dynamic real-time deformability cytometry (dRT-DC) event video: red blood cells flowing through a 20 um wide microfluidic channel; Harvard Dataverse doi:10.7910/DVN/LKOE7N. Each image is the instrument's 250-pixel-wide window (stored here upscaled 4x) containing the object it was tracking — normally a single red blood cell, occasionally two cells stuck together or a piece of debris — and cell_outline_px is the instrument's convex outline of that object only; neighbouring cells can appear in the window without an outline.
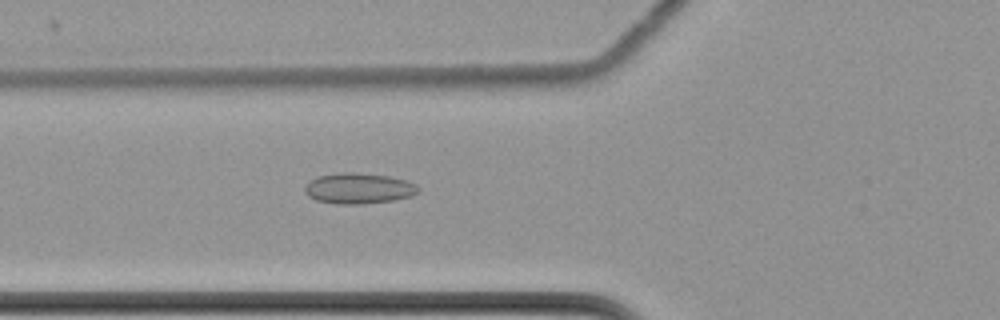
{"species": "common noctule bat (a hibernating species)", "species_latin": "Nyctalus noctula", "temperature_condition": "cold", "stored_images_in_passage": 62, "camera_frame_rate_fps": 3000, "um_per_image_px": 0.085, "animal": {"sex": "female", "body_mass_g": 22.7, "forearm_length_mm": 54.2}, "frame": {"image": 1, "passage_image": 25, "time_ms": 8.0, "image_size_px": [1000, 320], "cell_outline_px": [[420, 192], [412, 196], [396, 200], [360, 204], [336, 204], [316, 200], [308, 196], [304, 192], [304, 188], [316, 176], [340, 172], [352, 172], [388, 176], [408, 180], [416, 184], [420, 188]], "centroid_in_image_um": [30.52, 16.01], "position_along_channel_um": 95.3, "area_um2": 20.52}}
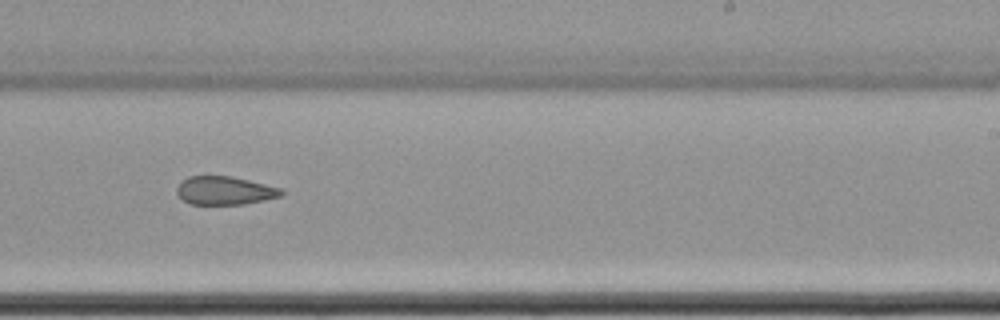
{"frame": {"image": 2, "passage_image": 40, "time_ms": 13.0, "image_size_px": [1000, 320], "cell_outline_px": [[284, 192], [280, 196], [264, 200], [244, 204], [192, 204], [184, 200], [176, 192], [176, 188], [188, 176], [228, 176], [248, 180], [280, 188]], "centroid_in_image_um": [19.1, 16.2], "position_along_channel_um": 269.9, "area_um2": 16.94}}
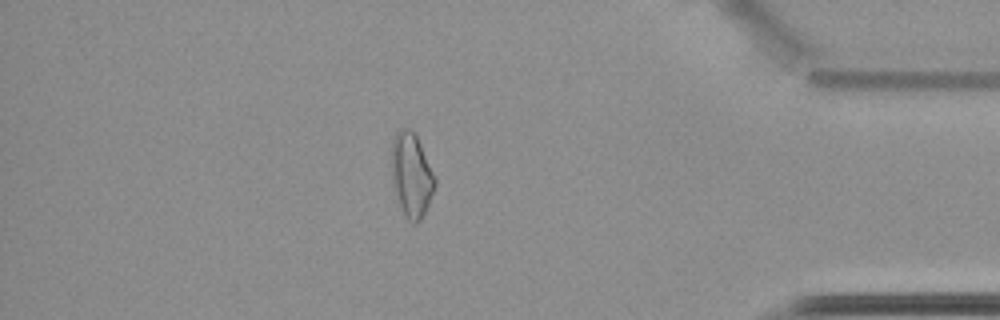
{"frame": {"image": 3, "passage_image": 54, "time_ms": 17.667, "image_size_px": [1000, 320], "cell_outline_px": [[436, 184], [428, 204], [420, 220], [416, 224], [412, 224], [408, 220], [400, 204], [392, 184], [392, 140], [396, 132], [400, 128], [408, 128], [416, 136], [420, 144], [436, 180]], "centroid_in_image_um": [34.96, 14.87], "position_along_channel_um": 400.2, "area_um2": 20.75}, "authors_computed_cell_mechanics": {"area_um2": 20.4034, "velocity_mm_per_s": 3.494, "shape_relaxation_time_tau1_ms": null, "shape_relaxation_time_tau2_ms": 7.5452, "deformation_change_tau1": null, "deformation_change_tau2": 0.1311}}